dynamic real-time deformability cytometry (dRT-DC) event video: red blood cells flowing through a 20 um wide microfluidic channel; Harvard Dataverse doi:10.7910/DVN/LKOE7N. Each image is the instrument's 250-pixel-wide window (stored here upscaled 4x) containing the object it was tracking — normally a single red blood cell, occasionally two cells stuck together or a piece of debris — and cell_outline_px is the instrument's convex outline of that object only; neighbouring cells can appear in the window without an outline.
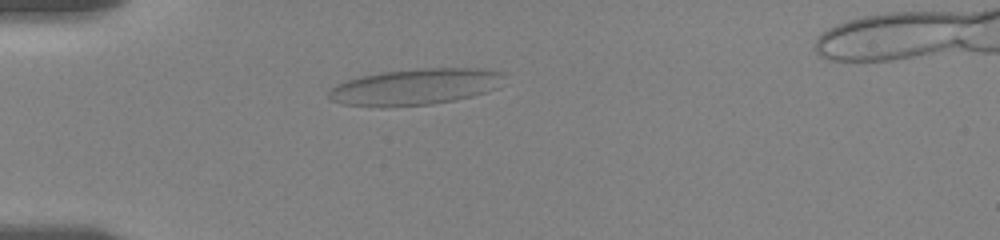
{"species": "human", "species_latin": "Homo sapiens", "temperature_condition": "room temperature", "stored_images_in_passage": 7, "camera_frame_rate_fps": 3000, "um_per_image_px": 0.085, "donor": {"sex": "female"}, "frame": {"image": 1, "passage_image": 1, "time_ms": 0.0, "image_size_px": [1000, 240], "cell_outline_px": [[504, 72], [496, 88], [488, 92], [456, 100], [432, 104], [344, 104], [328, 100], [328, 92], [336, 84], [360, 76], [380, 72], [420, 68], [480, 68]], "centroid_in_image_um": [35.33, 7.33], "position_along_channel_um": 49.7, "area_um2": 36.13}}
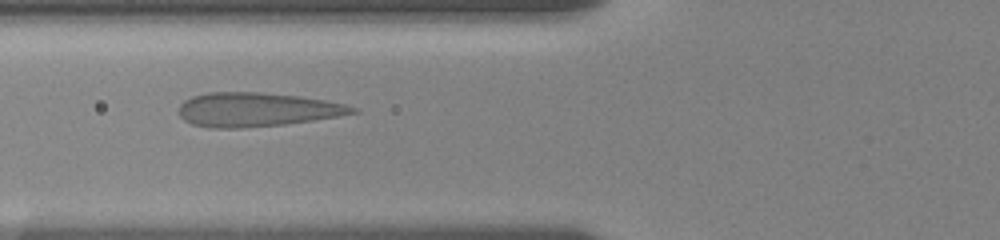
{"frame": {"image": 2, "passage_image": 4, "time_ms": 2.0, "image_size_px": [1000, 240], "cell_outline_px": [[360, 112], [312, 120], [284, 124], [240, 128], [212, 128], [192, 124], [184, 120], [180, 116], [180, 104], [184, 100], [192, 96], [208, 92], [260, 92], [296, 96], [324, 100], [344, 104], [356, 108]], "centroid_in_image_um": [21.78, 9.31], "position_along_channel_um": 104.0, "area_um2": 34.1}}
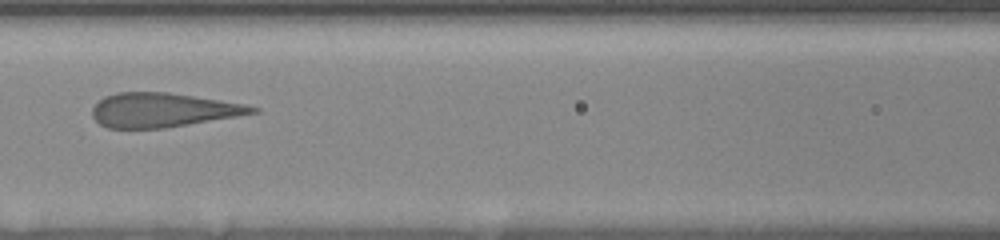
{"frame": {"image": 3, "passage_image": 6, "time_ms": 3.333, "image_size_px": [1000, 240], "cell_outline_px": [[260, 112], [164, 128], [108, 128], [100, 124], [92, 116], [92, 108], [104, 96], [116, 92], [168, 92], [244, 104], [260, 108]], "centroid_in_image_um": [13.81, 9.35], "position_along_channel_um": 152.8, "area_um2": 31.62}}